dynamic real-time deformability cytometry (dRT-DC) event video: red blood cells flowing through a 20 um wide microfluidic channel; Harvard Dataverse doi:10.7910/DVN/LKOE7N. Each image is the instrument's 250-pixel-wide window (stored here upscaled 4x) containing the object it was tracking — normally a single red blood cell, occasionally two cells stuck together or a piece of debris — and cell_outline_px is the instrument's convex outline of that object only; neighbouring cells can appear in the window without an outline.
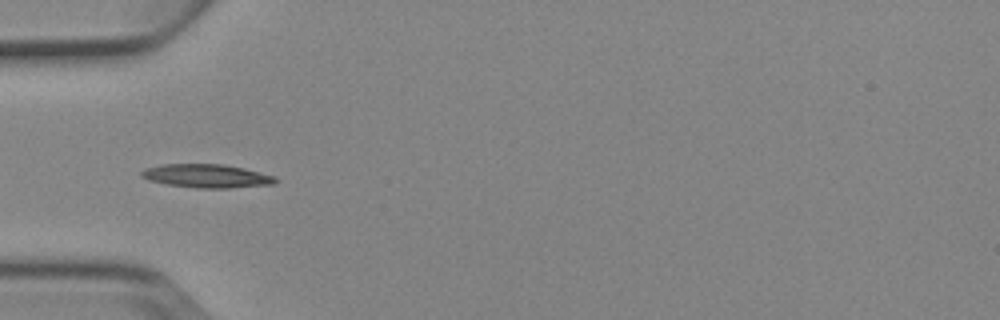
{"species": "Egyptian fruit bat (a non-hibernating species)", "species_latin": "Rousettus aegyptiacus", "temperature_condition": "cold", "stored_images_in_passage": 6, "camera_frame_rate_fps": 3000, "um_per_image_px": 0.085, "animal": {"sex": "female"}, "frame": {"image": 1, "passage_image": 4, "time_ms": 4.333, "image_size_px": [1000, 320], "cell_outline_px": [[280, 180], [276, 184], [228, 188], [196, 188], [168, 184], [148, 180], [140, 176], [140, 172], [144, 168], [160, 164], [224, 164], [244, 168], [276, 176]], "centroid_in_image_um": [17.59, 14.95], "position_along_channel_um": 67.4, "area_um2": 18.61}}
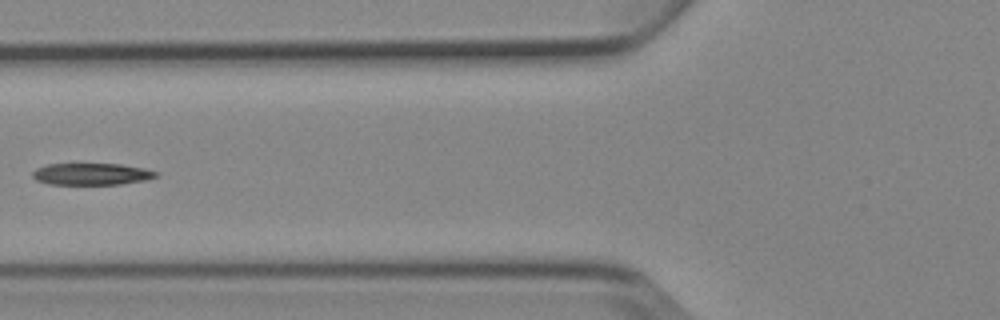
{"frame": {"image": 2, "passage_image": 5, "time_ms": 5.667, "image_size_px": [1000, 320], "cell_outline_px": [[160, 176], [148, 180], [120, 184], [48, 184], [36, 180], [32, 176], [32, 172], [36, 168], [48, 164], [120, 164], [144, 168], [160, 172]], "centroid_in_image_um": [7.84, 14.79], "position_along_channel_um": 118.0, "area_um2": 15.84}}
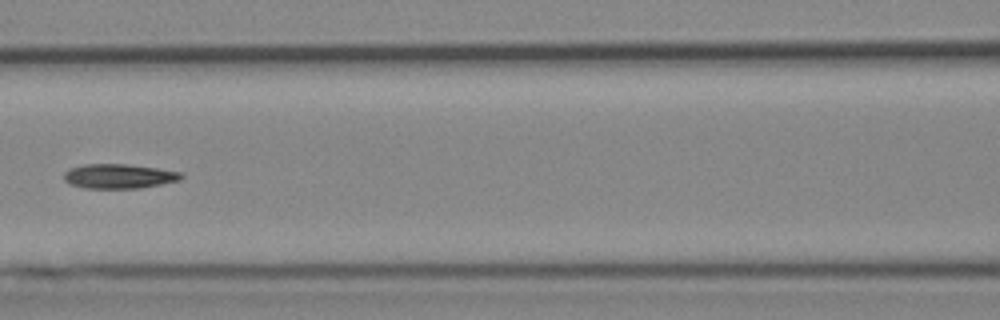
{"frame": {"image": 3, "passage_image": 6, "time_ms": 6.667, "image_size_px": [1000, 320], "cell_outline_px": [[184, 176], [180, 180], [140, 188], [84, 188], [68, 184], [64, 180], [64, 172], [68, 168], [84, 164], [128, 164], [156, 168], [180, 172]], "centroid_in_image_um": [10.06, 14.97], "position_along_channel_um": 156.5, "area_um2": 16.82}}